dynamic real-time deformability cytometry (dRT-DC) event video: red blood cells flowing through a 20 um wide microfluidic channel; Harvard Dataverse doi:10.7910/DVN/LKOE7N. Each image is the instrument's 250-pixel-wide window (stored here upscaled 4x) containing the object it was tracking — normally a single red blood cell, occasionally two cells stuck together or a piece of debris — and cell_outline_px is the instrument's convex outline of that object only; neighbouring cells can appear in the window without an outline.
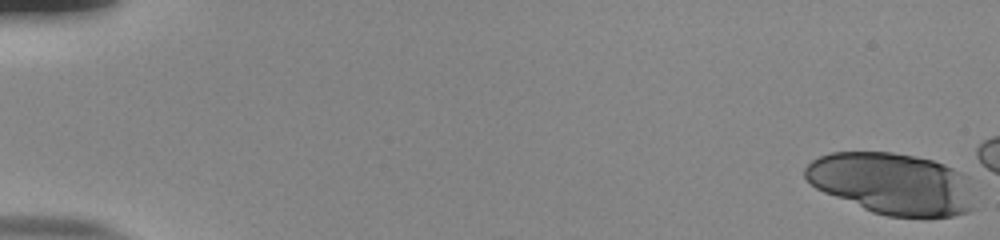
{"species": "human", "species_latin": "Homo sapiens", "temperature_condition": "room temperature", "stored_images_in_passage": 3, "camera_frame_rate_fps": 3000, "um_per_image_px": 0.085, "donor": {"sex": "male"}, "frame": {"image": 1, "passage_image": 1, "time_ms": 0.0, "image_size_px": [1000, 240], "cell_outline_px": [[976, 208], [968, 212], [952, 216], [888, 216], [872, 212], [824, 192], [816, 188], [804, 176], [804, 168], [812, 160], [820, 156], [832, 152], [892, 152], [932, 160], [944, 164], [968, 176]], "centroid_in_image_um": [75.86, 15.6], "position_along_channel_um": 9.1, "area_um2": 60.75}}